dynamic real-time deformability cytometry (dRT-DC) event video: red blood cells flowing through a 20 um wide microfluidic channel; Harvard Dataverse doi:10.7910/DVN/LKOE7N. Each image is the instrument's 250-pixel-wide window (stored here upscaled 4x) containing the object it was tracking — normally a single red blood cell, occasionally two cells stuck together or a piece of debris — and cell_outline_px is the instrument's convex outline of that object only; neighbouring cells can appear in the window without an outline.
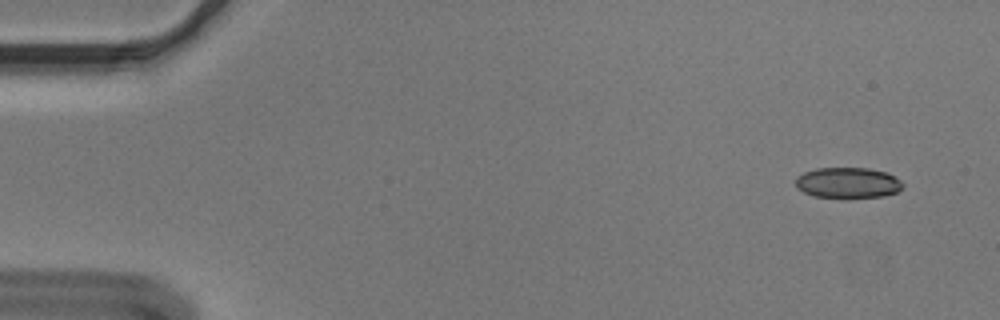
{"species": "Egyptian fruit bat (a non-hibernating species)", "species_latin": "Rousettus aegyptiacus", "temperature_condition": "cold", "stored_images_in_passage": 56, "camera_frame_rate_fps": 3000, "um_per_image_px": 0.085, "animal": {"sex": "male"}, "frame": {"image": 1, "passage_image": 4, "time_ms": 1.0, "image_size_px": [1000, 320], "cell_outline_px": [[904, 184], [896, 192], [884, 196], [816, 196], [804, 192], [796, 188], [796, 176], [804, 172], [816, 168], [868, 168], [888, 172], [900, 180]], "centroid_in_image_um": [72.06, 15.5], "position_along_channel_um": 12.9, "area_um2": 18.79}}
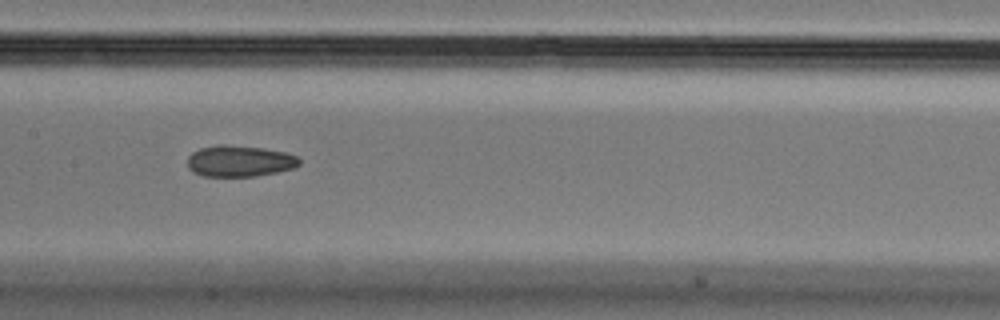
{"frame": {"image": 2, "passage_image": 28, "time_ms": 9.0, "image_size_px": [1000, 320], "cell_outline_px": [[300, 164], [296, 168], [256, 176], [204, 176], [192, 172], [188, 168], [188, 156], [192, 152], [200, 148], [224, 144], [264, 148], [284, 152], [296, 156], [300, 160]], "centroid_in_image_um": [20.36, 13.69], "position_along_channel_um": 187.0, "area_um2": 20.4}}
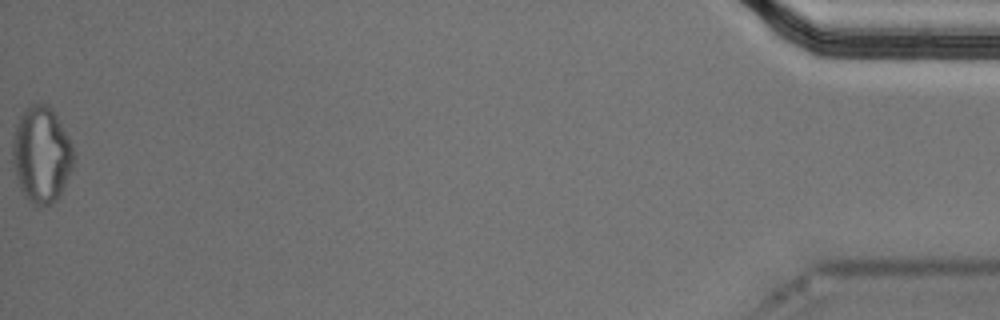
{"frame": {"image": 3, "passage_image": 56, "time_ms": 18.333, "image_size_px": [1000, 320], "cell_outline_px": [[76, 160], [64, 188], [60, 196], [56, 200], [48, 204], [36, 208], [24, 196], [20, 188], [16, 176], [12, 160], [12, 140], [16, 124], [24, 108], [32, 104], [44, 104], [56, 116], [68, 136], [76, 152]], "centroid_in_image_um": [3.54, 13.19], "position_along_channel_um": 431.7, "area_um2": 34.62}, "authors_computed_cell_mechanics": {"area_um2": 20.808, "velocity_mm_per_s": 3.6343, "shape_relaxation_time_tau1_ms": null, "shape_relaxation_time_tau2_ms": 7.1085, "deformation_change_tau1": null, "deformation_change_tau2": 0.1367}}